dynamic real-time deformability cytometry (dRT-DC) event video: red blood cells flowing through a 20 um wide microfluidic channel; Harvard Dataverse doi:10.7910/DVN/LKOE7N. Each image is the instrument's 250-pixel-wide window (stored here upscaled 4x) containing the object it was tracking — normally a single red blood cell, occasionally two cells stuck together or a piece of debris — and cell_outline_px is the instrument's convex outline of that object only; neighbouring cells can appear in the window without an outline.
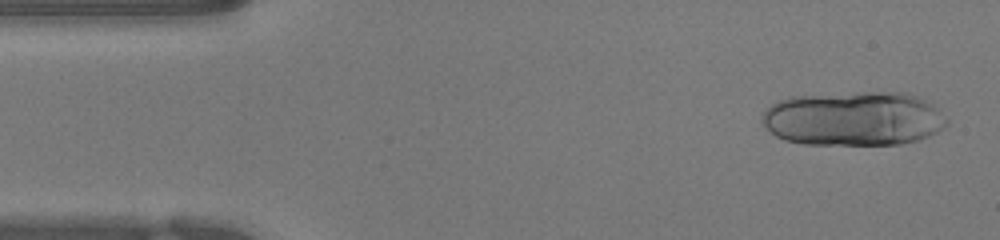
{"species": "human", "species_latin": "Homo sapiens", "temperature_condition": "warm", "stored_images_in_passage": 28, "segment_of_instrument_passage": [1, 2], "camera_frame_rate_fps": 3000, "um_per_image_px": 0.085, "donor": {"sex": "female"}, "frame": {"image": 1, "passage_image": 2, "time_ms": 0.333, "image_size_px": [1000, 240], "cell_outline_px": [[948, 124], [936, 132], [928, 136], [916, 140], [900, 144], [804, 144], [784, 140], [776, 136], [760, 120], [760, 116], [772, 104], [780, 100], [792, 96], [856, 92], [908, 92], [932, 100], [948, 120]], "centroid_in_image_um": [72.61, 10.06], "position_along_channel_um": 12.4, "area_um2": 59.07}}